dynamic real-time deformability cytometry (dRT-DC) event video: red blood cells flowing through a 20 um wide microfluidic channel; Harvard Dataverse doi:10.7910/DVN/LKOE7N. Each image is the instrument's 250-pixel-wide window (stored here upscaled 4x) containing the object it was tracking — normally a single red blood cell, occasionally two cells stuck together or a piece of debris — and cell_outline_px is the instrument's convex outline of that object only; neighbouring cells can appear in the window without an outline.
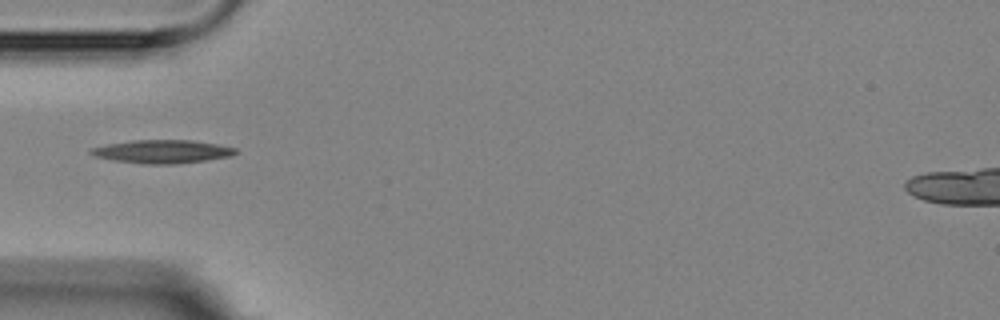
{"species": "Egyptian fruit bat (a non-hibernating species)", "species_latin": "Rousettus aegyptiacus", "temperature_condition": "room temperature", "stored_images_in_passage": 5, "segment_of_instrument_passage": [2, 2], "camera_frame_rate_fps": 3000, "um_per_image_px": 0.085, "animal": {"sex": "female"}, "frame": {"image": 1, "passage_image": 5, "time_ms": 4.333, "image_size_px": [1000, 320], "cell_outline_px": [[240, 152], [232, 156], [208, 160], [176, 164], [144, 164], [116, 160], [96, 156], [88, 152], [92, 148], [108, 144], [132, 140], [192, 140], [216, 144], [236, 148]], "centroid_in_image_um": [13.87, 12.88], "position_along_channel_um": 71.1, "area_um2": 19.59}}